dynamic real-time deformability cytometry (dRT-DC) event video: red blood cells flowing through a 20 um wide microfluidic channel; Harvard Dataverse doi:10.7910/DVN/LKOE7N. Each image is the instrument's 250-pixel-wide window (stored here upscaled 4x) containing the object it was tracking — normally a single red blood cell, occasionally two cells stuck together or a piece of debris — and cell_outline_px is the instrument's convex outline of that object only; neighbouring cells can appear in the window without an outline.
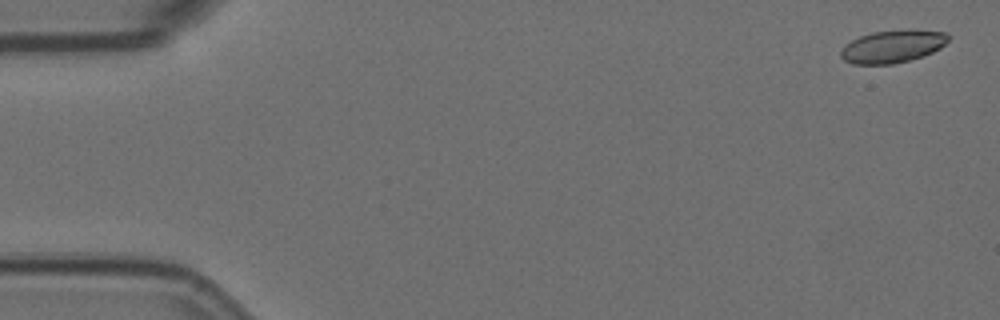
{"species": "Egyptian fruit bat (a non-hibernating species)", "species_latin": "Rousettus aegyptiacus", "temperature_condition": "room temperature", "stored_images_in_passage": 5, "camera_frame_rate_fps": 3000, "um_per_image_px": 0.085, "animal": {"sex": "female"}, "frame": {"image": 1, "passage_image": 1, "time_ms": 0.0, "image_size_px": [1000, 320], "cell_outline_px": [[948, 40], [940, 48], [932, 52], [908, 60], [892, 64], [852, 64], [844, 60], [840, 56], [840, 52], [844, 44], [860, 36], [872, 32], [948, 32]], "centroid_in_image_um": [75.78, 3.99], "position_along_channel_um": 9.2, "area_um2": 19.54}}
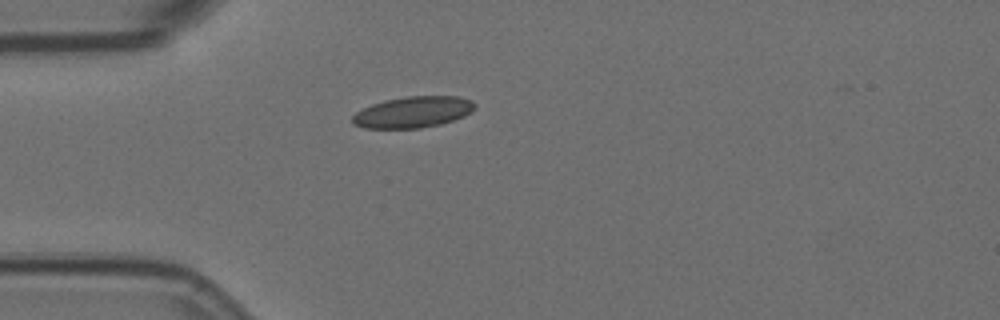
{"frame": {"image": 2, "passage_image": 5, "time_ms": 1.333, "image_size_px": [1000, 320], "cell_outline_px": [[476, 104], [464, 116], [440, 124], [420, 128], [364, 128], [352, 124], [352, 116], [356, 112], [372, 104], [384, 100], [408, 96], [460, 96], [472, 100]], "centroid_in_image_um": [35.07, 9.52], "position_along_channel_um": 49.9, "area_um2": 22.14}}